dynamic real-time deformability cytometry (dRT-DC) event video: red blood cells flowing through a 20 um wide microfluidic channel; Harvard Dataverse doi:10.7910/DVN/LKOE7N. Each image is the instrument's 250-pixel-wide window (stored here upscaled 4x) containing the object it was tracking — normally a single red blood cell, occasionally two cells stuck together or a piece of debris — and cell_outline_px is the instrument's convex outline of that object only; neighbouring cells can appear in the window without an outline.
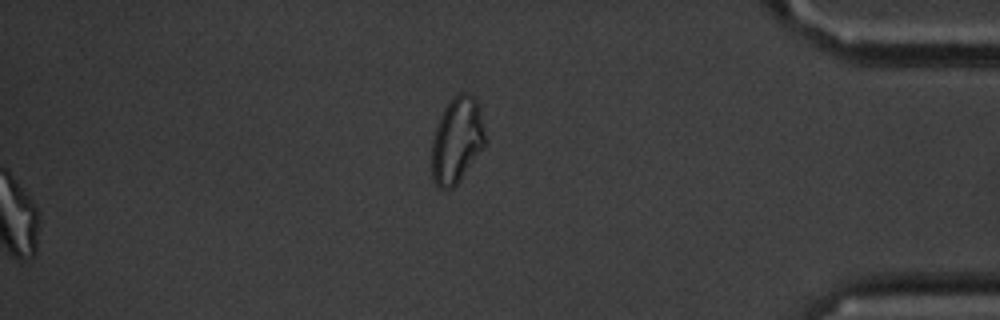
{"species": "common noctule bat (a hibernating species)", "species_latin": "Nyctalus noctula", "temperature_condition": "cold", "stored_images_in_passage": 55, "segment_of_instrument_passage": [2, 2], "camera_frame_rate_fps": 3000, "um_per_image_px": 0.085, "animal": {"sex": "male", "body_mass_g": 20.1, "forearm_length_mm": 53.5}, "frame": {"image": 1, "passage_image": 55, "time_ms": 18.0, "image_size_px": [1000, 320], "cell_outline_px": [[484, 144], [460, 180], [452, 188], [440, 188], [432, 180], [432, 140], [440, 116], [444, 108], [452, 96], [460, 92], [464, 92], [472, 96], [476, 100], [480, 112], [484, 132]], "centroid_in_image_um": [38.8, 11.9], "position_along_channel_um": 396.4, "area_um2": 26.18}}